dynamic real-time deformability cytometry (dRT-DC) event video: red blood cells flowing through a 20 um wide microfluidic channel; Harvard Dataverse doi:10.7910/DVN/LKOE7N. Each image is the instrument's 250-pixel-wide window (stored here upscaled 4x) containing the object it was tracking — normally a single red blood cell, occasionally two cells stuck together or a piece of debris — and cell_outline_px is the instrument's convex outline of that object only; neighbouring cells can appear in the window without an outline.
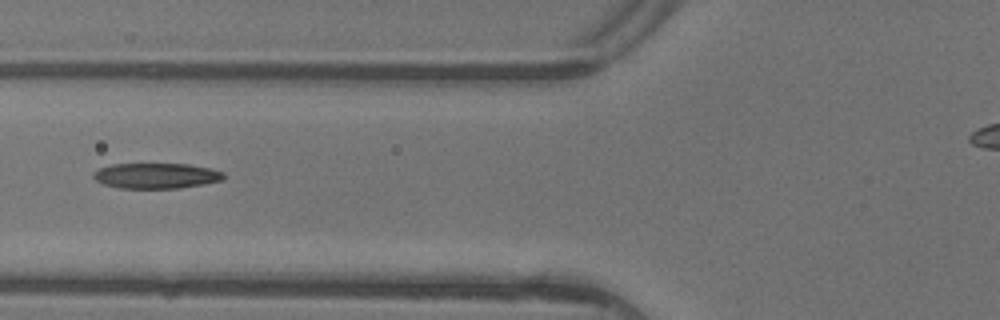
{"species": "common noctule bat (a hibernating species)", "species_latin": "Nyctalus noctula", "temperature_condition": "warm", "stored_images_in_passage": 4, "camera_frame_rate_fps": 3000, "um_per_image_px": 0.085, "animal": {"sex": "female"}, "frame": {"image": 1, "passage_image": 4, "time_ms": 1.0, "image_size_px": [1000, 320], "cell_outline_px": [[224, 180], [204, 184], [180, 188], [120, 188], [104, 184], [96, 180], [92, 176], [92, 172], [100, 168], [112, 164], [188, 164], [208, 168], [224, 172]], "centroid_in_image_um": [13.28, 14.94], "position_along_channel_um": 112.5, "area_um2": 19.31}}